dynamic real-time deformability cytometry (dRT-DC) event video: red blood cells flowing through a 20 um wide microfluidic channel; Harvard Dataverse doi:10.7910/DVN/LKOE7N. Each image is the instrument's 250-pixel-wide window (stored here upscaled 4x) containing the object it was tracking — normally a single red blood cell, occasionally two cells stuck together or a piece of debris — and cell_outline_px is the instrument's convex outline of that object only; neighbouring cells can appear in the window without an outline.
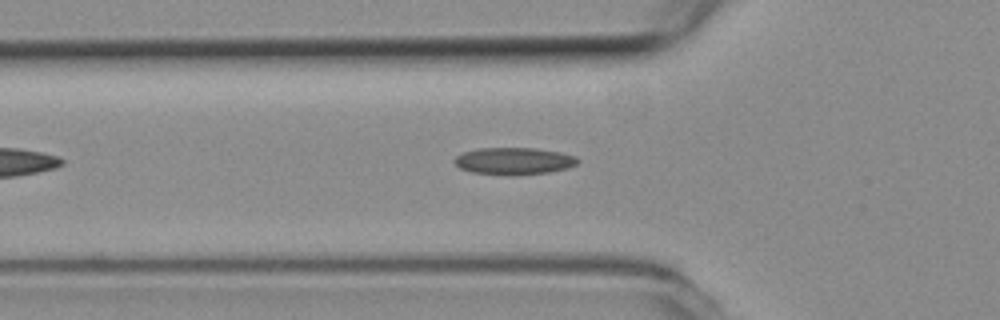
{"species": "common noctule bat (a hibernating species)", "species_latin": "Nyctalus noctula", "temperature_condition": "room temperature", "stored_images_in_passage": 6, "camera_frame_rate_fps": 3000, "um_per_image_px": 0.085, "animal": {"sex": "female", "body_mass_g": 19.3, "forearm_length_mm": 54.1}, "frame": {"image": 1, "passage_image": 2, "time_ms": 0.333, "image_size_px": [1000, 320], "cell_outline_px": [[580, 160], [576, 164], [568, 168], [548, 172], [512, 176], [508, 176], [472, 172], [460, 168], [452, 160], [456, 156], [464, 152], [480, 148], [532, 148], [560, 152], [576, 156]], "centroid_in_image_um": [43.68, 13.7], "position_along_channel_um": 82.1, "area_um2": 19.54}}